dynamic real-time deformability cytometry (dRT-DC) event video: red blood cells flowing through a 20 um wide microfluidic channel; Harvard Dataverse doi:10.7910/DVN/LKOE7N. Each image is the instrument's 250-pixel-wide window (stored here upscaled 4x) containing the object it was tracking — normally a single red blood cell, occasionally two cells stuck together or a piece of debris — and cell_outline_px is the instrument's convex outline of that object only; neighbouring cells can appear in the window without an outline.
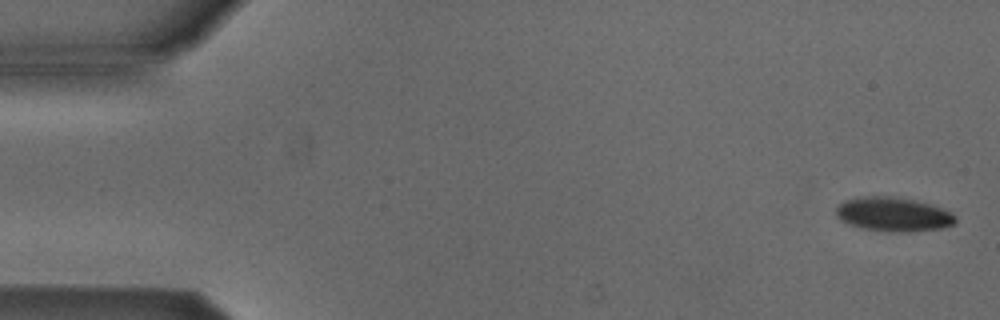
{"species": "Egyptian fruit bat (a non-hibernating species)", "species_latin": "Rousettus aegyptiacus", "temperature_condition": "cold", "stored_images_in_passage": 53, "camera_frame_rate_fps": 3000, "um_per_image_px": 0.085, "animal": {"sex": "male"}, "frame": {"image": 1, "passage_image": 2, "time_ms": 0.333, "image_size_px": [1000, 320], "cell_outline_px": [[956, 224], [940, 228], [908, 232], [888, 232], [860, 228], [840, 220], [836, 216], [836, 208], [844, 200], [864, 196], [888, 196], [916, 200], [952, 212], [956, 216]], "centroid_in_image_um": [75.92, 18.22], "position_along_channel_um": 9.1, "area_um2": 23.81}}
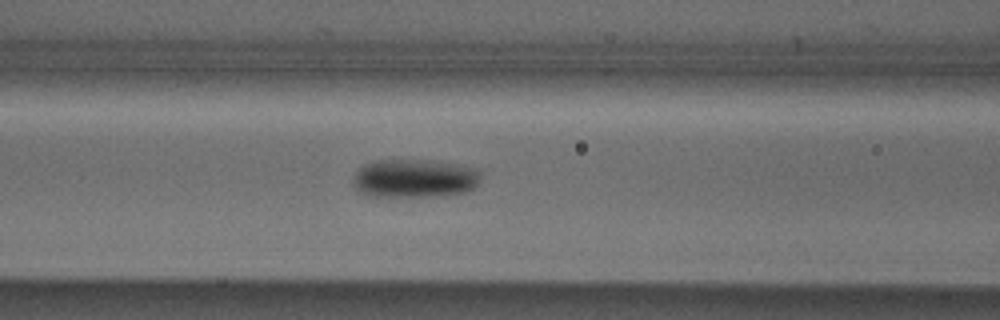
{"frame": {"image": 2, "passage_image": 22, "time_ms": 7.0, "image_size_px": [1000, 320], "cell_outline_px": [[480, 180], [472, 188], [464, 192], [444, 196], [372, 196], [360, 192], [352, 184], [352, 180], [356, 172], [364, 164], [376, 160], [432, 160], [460, 164], [476, 168], [480, 172]], "centroid_in_image_um": [35.24, 15.15], "position_along_channel_um": 131.4, "area_um2": 28.84}}
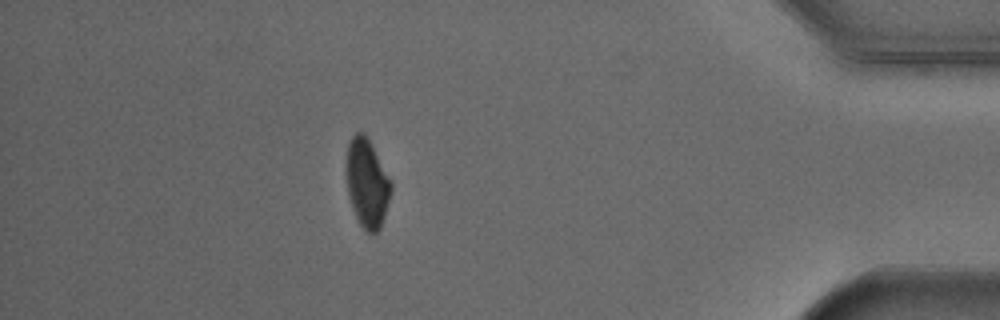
{"frame": {"image": 3, "passage_image": 47, "time_ms": 15.333, "image_size_px": [1000, 320], "cell_outline_px": [[392, 192], [380, 228], [372, 236], [360, 224], [352, 208], [348, 192], [348, 144], [352, 136], [356, 132], [364, 132], [392, 184]], "centroid_in_image_um": [31.22, 15.62], "position_along_channel_um": 404.0, "area_um2": 22.31}}